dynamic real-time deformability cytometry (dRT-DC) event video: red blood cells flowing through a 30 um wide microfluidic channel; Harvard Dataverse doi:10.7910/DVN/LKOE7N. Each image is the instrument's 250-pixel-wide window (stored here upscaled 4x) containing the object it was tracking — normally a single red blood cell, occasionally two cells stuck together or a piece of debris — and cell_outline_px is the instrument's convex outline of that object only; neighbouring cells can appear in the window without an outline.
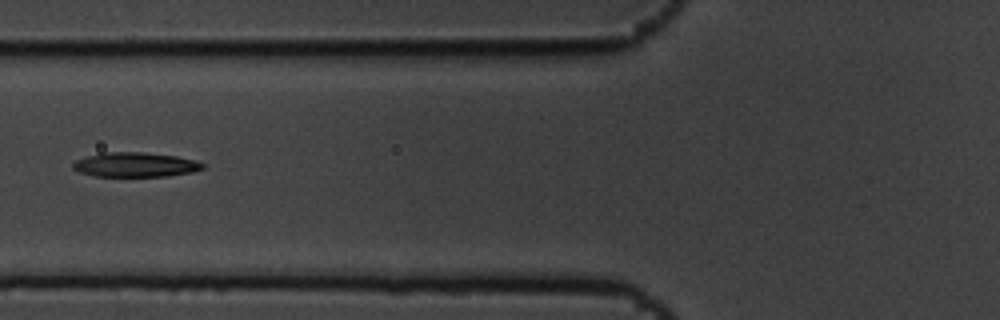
{"species": "common noctule bat (a hibernating species)", "species_latin": "Nyctalus noctula", "temperature_condition": "cold", "stored_images_in_passage": 5, "camera_frame_rate_fps": 3000, "um_per_image_px": 0.085, "animal": {"sex": "male", "body_mass_g": 19.5, "forearm_length_mm": 54.6}, "frame": {"image": 1, "passage_image": 5, "time_ms": 1.333, "image_size_px": [1000, 320], "cell_outline_px": [[208, 164], [204, 168], [192, 172], [168, 176], [96, 176], [80, 172], [72, 168], [72, 164], [76, 160], [100, 152], [144, 152], [176, 156], [196, 160]], "centroid_in_image_um": [11.54, 13.99], "position_along_channel_um": 114.3, "area_um2": 18.67}}